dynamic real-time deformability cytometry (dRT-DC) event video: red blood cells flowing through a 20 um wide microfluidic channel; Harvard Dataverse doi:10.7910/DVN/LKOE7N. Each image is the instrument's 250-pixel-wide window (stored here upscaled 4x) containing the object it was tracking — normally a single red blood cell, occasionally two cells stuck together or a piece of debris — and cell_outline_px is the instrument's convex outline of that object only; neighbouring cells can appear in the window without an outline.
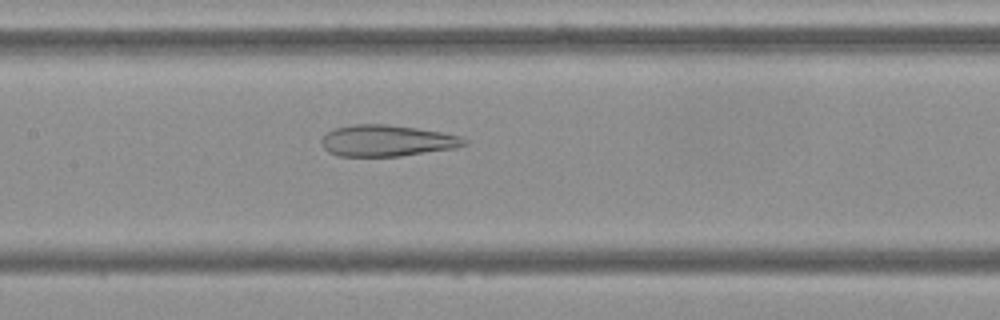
{"species": "Egyptian fruit bat (a non-hibernating species)", "species_latin": "Rousettus aegyptiacus", "temperature_condition": "cold", "stored_images_in_passage": 54, "camera_frame_rate_fps": 3000, "um_per_image_px": 0.085, "frame": {"image": 1, "passage_image": 25, "time_ms": 8.0, "image_size_px": [1000, 320], "cell_outline_px": [[468, 144], [456, 148], [400, 156], [340, 156], [328, 152], [324, 148], [320, 140], [328, 132], [336, 128], [356, 124], [388, 124], [416, 128], [440, 132], [460, 136], [468, 140]], "centroid_in_image_um": [32.91, 11.96], "position_along_channel_um": 174.5, "area_um2": 26.01}}
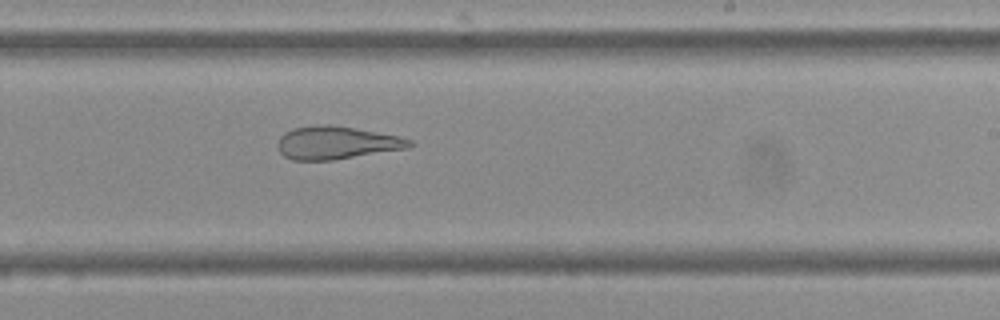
{"frame": {"image": 2, "passage_image": 32, "time_ms": 10.333, "image_size_px": [1000, 320], "cell_outline_px": [[416, 144], [408, 148], [332, 160], [292, 160], [284, 156], [276, 148], [276, 144], [280, 136], [284, 132], [292, 128], [320, 124], [328, 124], [400, 136], [412, 140]], "centroid_in_image_um": [28.57, 12.13], "position_along_channel_um": 260.4, "area_um2": 25.37}}
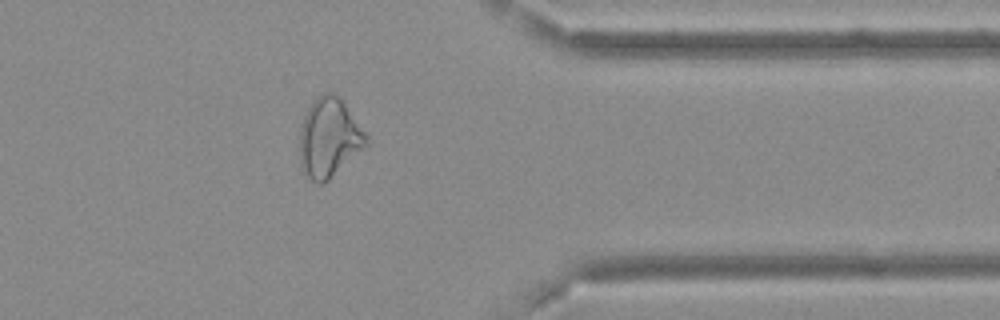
{"frame": {"image": 3, "passage_image": 43, "time_ms": 14.0, "image_size_px": [1000, 320], "cell_outline_px": [[368, 144], [364, 148], [324, 184], [320, 184], [312, 180], [304, 172], [300, 164], [300, 128], [304, 116], [308, 108], [316, 96], [324, 92], [332, 92], [344, 100], [368, 136]], "centroid_in_image_um": [27.98, 11.68], "position_along_channel_um": 383.4, "area_um2": 30.87}}